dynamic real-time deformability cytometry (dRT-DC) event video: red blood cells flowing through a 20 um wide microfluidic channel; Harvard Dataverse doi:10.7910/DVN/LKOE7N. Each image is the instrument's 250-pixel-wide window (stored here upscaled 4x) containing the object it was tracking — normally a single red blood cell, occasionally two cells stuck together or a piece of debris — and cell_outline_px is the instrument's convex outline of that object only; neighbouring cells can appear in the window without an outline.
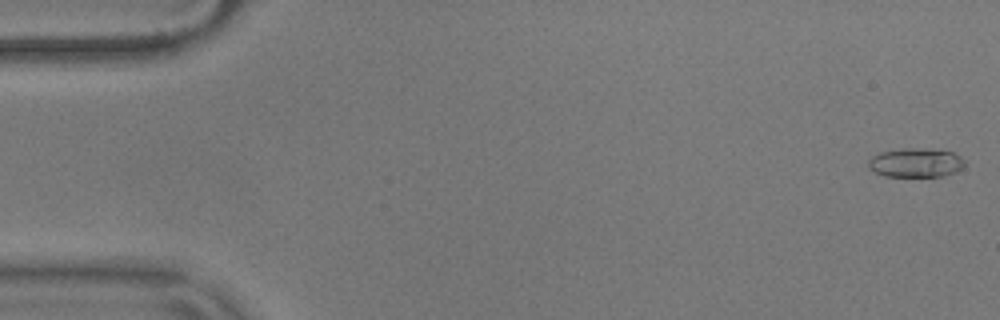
{"species": "common noctule bat (a hibernating species)", "species_latin": "Nyctalus noctula", "temperature_condition": "warm", "stored_images_in_passage": 55, "camera_frame_rate_fps": 3000, "um_per_image_px": 0.085, "animal": {"sex": "male", "body_mass_g": 17.9}, "frame": {"image": 1, "passage_image": 1, "time_ms": 0.0, "image_size_px": [1000, 320], "cell_outline_px": [[964, 164], [956, 172], [944, 176], [884, 176], [872, 172], [868, 168], [868, 160], [872, 156], [880, 152], [900, 148], [916, 148], [952, 152], [960, 156], [964, 160]], "centroid_in_image_um": [77.78, 13.83], "position_along_channel_um": 7.2, "area_um2": 16.36}}
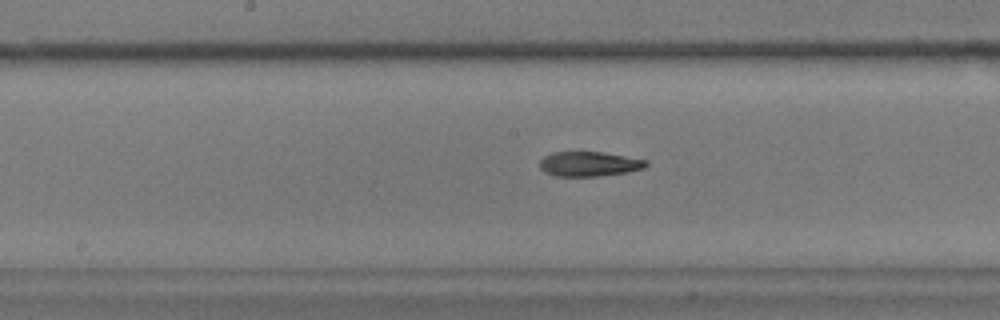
{"frame": {"image": 2, "passage_image": 28, "time_ms": 9.0, "image_size_px": [1000, 320], "cell_outline_px": [[648, 164], [644, 168], [628, 172], [596, 176], [556, 176], [544, 172], [540, 168], [540, 160], [544, 156], [552, 152], [604, 152], [648, 160]], "centroid_in_image_um": [50.08, 13.93], "position_along_channel_um": 198.1, "area_um2": 15.37}}
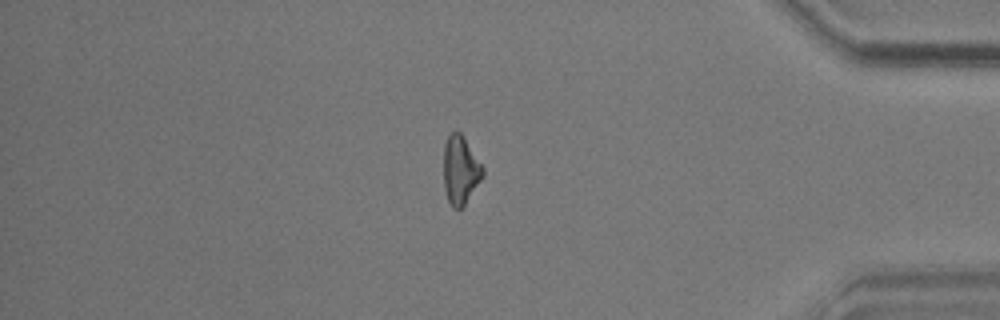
{"frame": {"image": 3, "passage_image": 47, "time_ms": 15.333, "image_size_px": [1000, 320], "cell_outline_px": [[484, 176], [464, 204], [460, 208], [452, 208], [448, 200], [444, 188], [444, 144], [448, 136], [456, 128], [464, 136], [484, 168]], "centroid_in_image_um": [39.14, 14.41], "position_along_channel_um": 396.1, "area_um2": 15.66}, "authors_computed_cell_mechanics": {"area_um2": 15.8372, "velocity_mm_per_s": 3.6355, "shape_relaxation_time_tau1_ms": 8.2683, "shape_relaxation_time_tau2_ms": 6.0875, "deformation_change_tau1": 0.2409, "deformation_change_tau2": 0.1861}}